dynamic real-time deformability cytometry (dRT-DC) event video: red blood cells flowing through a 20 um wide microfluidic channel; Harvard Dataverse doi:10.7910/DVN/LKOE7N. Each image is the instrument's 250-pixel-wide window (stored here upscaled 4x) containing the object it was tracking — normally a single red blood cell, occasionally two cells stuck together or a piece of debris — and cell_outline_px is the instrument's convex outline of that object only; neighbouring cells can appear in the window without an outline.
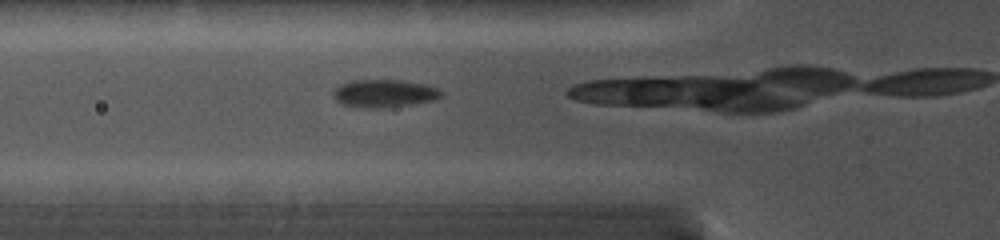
{"species": "common noctule bat (a hibernating species)", "species_latin": "Nyctalus noctula", "temperature_condition": "cold", "stored_images_in_passage": 17, "camera_frame_rate_fps": 5000, "um_per_image_px": 0.085, "animal": {"sex": "female", "body_mass_g": 19.0, "forearm_length_mm": 56.7}, "frame": {"image": 1, "passage_image": 3, "time_ms": 0.6, "image_size_px": [1000, 240], "cell_outline_px": [[444, 92], [436, 100], [412, 104], [384, 108], [356, 108], [344, 104], [336, 100], [332, 96], [336, 88], [340, 84], [352, 80], [400, 80], [424, 84], [436, 88]], "centroid_in_image_um": [32.65, 7.95], "position_along_channel_um": 93.2, "area_um2": 17.57}}
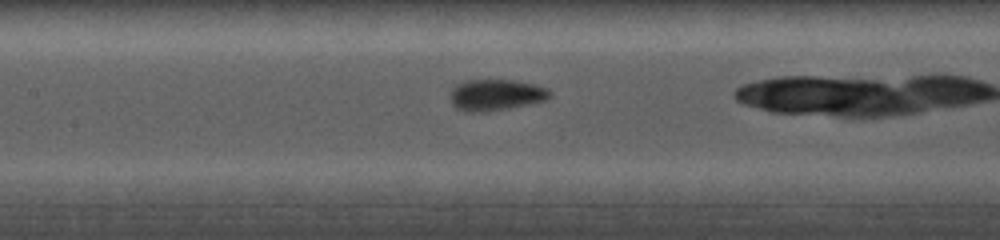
{"frame": {"image": 2, "passage_image": 8, "time_ms": 2.4, "image_size_px": [1000, 240], "cell_outline_px": [[552, 96], [548, 100], [488, 112], [464, 112], [456, 108], [452, 104], [452, 88], [456, 84], [464, 80], [512, 80], [532, 84], [548, 88], [552, 92]], "centroid_in_image_um": [42.17, 8.07], "position_along_channel_um": 165.2, "area_um2": 18.26}}
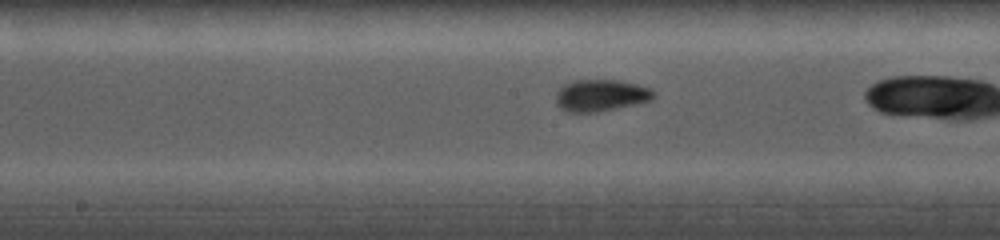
{"frame": {"image": 3, "passage_image": 10, "time_ms": 3.2, "image_size_px": [1000, 240], "cell_outline_px": [[656, 96], [652, 100], [596, 112], [568, 112], [560, 108], [556, 104], [556, 92], [564, 84], [572, 80], [616, 80], [636, 84], [652, 88], [656, 92]], "centroid_in_image_um": [51.07, 8.1], "position_along_channel_um": 197.1, "area_um2": 18.15}}